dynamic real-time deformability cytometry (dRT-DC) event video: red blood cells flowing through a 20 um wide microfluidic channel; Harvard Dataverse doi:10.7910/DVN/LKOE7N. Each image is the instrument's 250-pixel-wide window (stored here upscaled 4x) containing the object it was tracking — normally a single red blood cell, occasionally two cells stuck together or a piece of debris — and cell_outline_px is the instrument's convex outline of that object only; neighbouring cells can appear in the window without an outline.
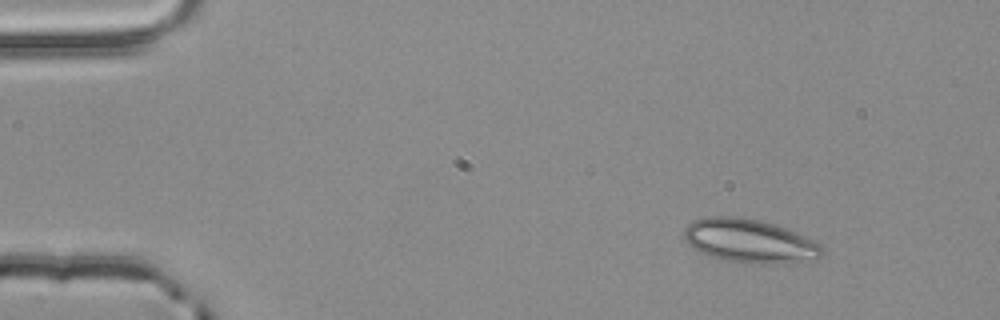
{"species": "common noctule bat (a hibernating species)", "species_latin": "Nyctalus noctula", "temperature_condition": "room temperature", "stored_images_in_passage": 48, "camera_frame_rate_fps": 3000, "um_per_image_px": 0.085, "animal": {"sex": "male", "body_mass_g": 20.4}, "frame": {"image": 1, "passage_image": 1, "time_ms": 0.0, "image_size_px": [1000, 320], "cell_outline_px": [[824, 252], [820, 256], [788, 264], [744, 264], [708, 256], [692, 248], [684, 240], [684, 228], [692, 220], [704, 216], [740, 216], [760, 220], [796, 232], [824, 244]], "centroid_in_image_um": [63.69, 20.49], "position_along_channel_um": 21.3, "area_um2": 35.78}}
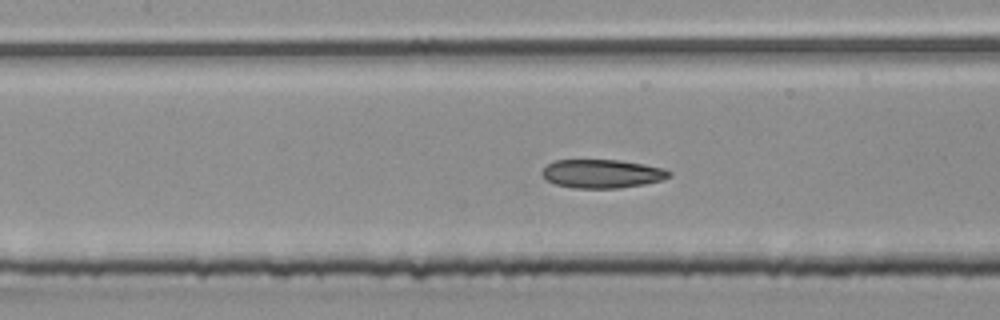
{"frame": {"image": 2, "passage_image": 19, "time_ms": 6.0, "image_size_px": [1000, 320], "cell_outline_px": [[672, 176], [660, 180], [644, 184], [620, 188], [572, 188], [556, 184], [548, 180], [540, 172], [548, 164], [556, 160], [620, 160], [644, 164], [664, 168], [672, 172]], "centroid_in_image_um": [51.2, 14.76], "position_along_channel_um": 156.2, "area_um2": 21.15}}
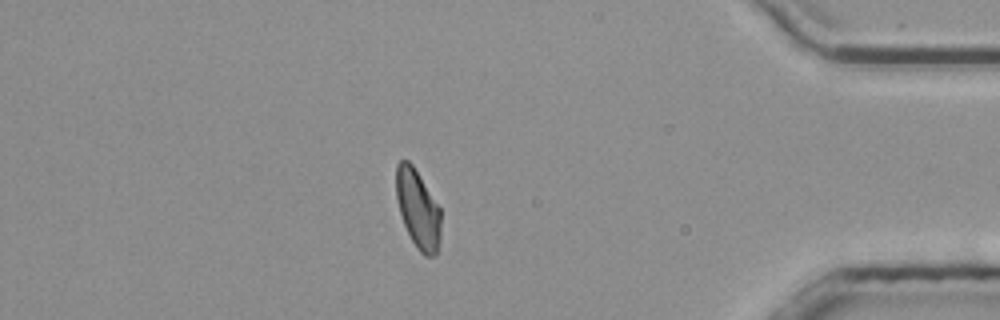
{"frame": {"image": 3, "passage_image": 41, "time_ms": 13.333, "image_size_px": [1000, 320], "cell_outline_px": [[440, 240], [436, 256], [424, 256], [416, 248], [404, 224], [400, 212], [396, 196], [396, 164], [400, 160], [408, 160], [412, 164], [440, 208]], "centroid_in_image_um": [35.52, 17.78], "position_along_channel_um": 399.7, "area_um2": 20.35}, "authors_computed_cell_mechanics": {"area_um2": 21.2993, "velocity_mm_per_s": 3.8645, "shape_relaxation_time_tau1_ms": 8.2828, "shape_relaxation_time_tau2_ms": 3.8786, "deformation_change_tau1": 0.1895, "deformation_change_tau2": 0.092}}